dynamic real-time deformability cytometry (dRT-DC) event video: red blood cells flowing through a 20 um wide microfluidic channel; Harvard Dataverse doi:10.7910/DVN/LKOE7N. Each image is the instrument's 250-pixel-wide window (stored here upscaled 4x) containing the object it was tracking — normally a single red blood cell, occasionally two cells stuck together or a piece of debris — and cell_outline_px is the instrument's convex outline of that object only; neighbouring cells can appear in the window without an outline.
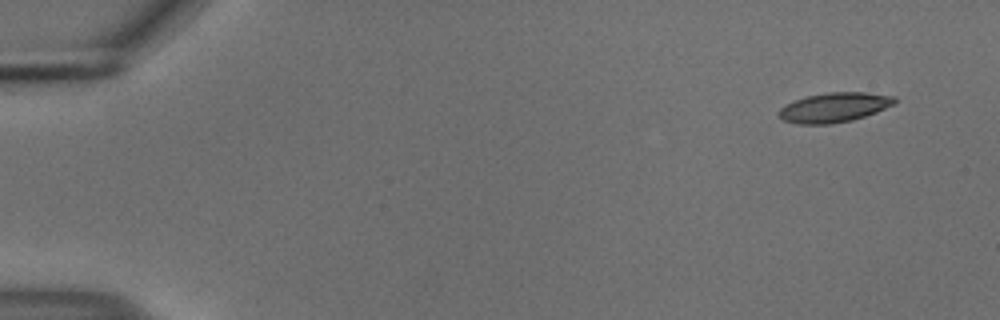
{"species": "common noctule bat (a hibernating species)", "species_latin": "Nyctalus noctula", "temperature_condition": "cold", "stored_images_in_passage": 7, "camera_frame_rate_fps": 3000, "um_per_image_px": 0.085, "animal": {"sex": "male", "body_mass_g": 18.8}, "frame": {"image": 1, "passage_image": 1, "time_ms": 0.0, "image_size_px": [1000, 320], "cell_outline_px": [[896, 100], [892, 104], [876, 112], [852, 120], [828, 124], [796, 124], [784, 120], [776, 112], [784, 104], [808, 96], [828, 92], [868, 92], [896, 96]], "centroid_in_image_um": [70.89, 9.12], "position_along_channel_um": 14.1, "area_um2": 19.88}}
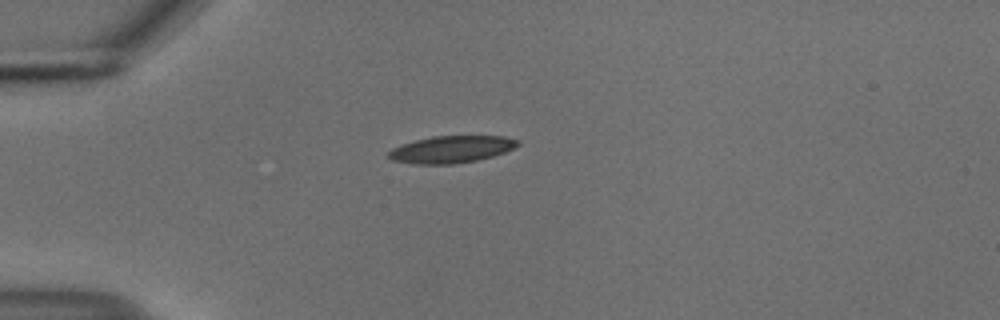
{"frame": {"image": 2, "passage_image": 4, "time_ms": 1.0, "image_size_px": [1000, 320], "cell_outline_px": [[520, 144], [504, 152], [492, 156], [476, 160], [452, 164], [416, 164], [392, 160], [388, 156], [388, 152], [392, 148], [400, 144], [432, 136], [504, 136], [520, 140]], "centroid_in_image_um": [38.35, 12.69], "position_along_channel_um": 46.7, "area_um2": 20.29}}